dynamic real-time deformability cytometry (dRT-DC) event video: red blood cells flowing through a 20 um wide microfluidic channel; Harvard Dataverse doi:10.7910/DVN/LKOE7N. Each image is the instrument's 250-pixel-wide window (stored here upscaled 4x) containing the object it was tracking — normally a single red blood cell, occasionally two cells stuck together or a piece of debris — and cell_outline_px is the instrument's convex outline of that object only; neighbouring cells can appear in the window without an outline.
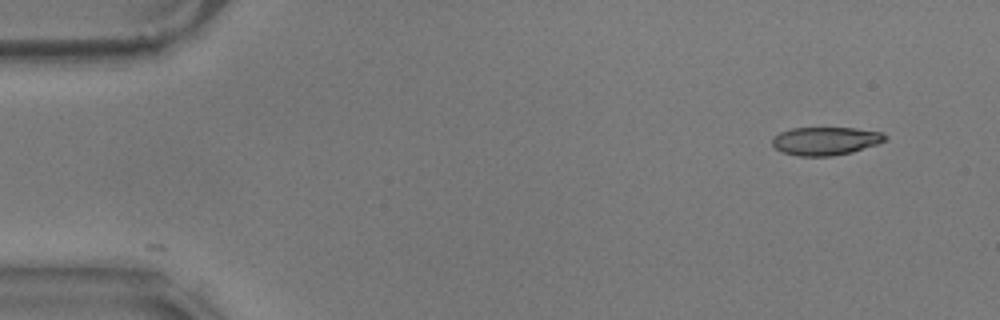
{"species": "common noctule bat (a hibernating species)", "species_latin": "Nyctalus noctula", "temperature_condition": "warm", "stored_images_in_passage": 14, "camera_frame_rate_fps": 3000, "um_per_image_px": 0.085, "animal": {"sex": "male", "body_mass_g": 17.9}, "frame": {"image": 1, "passage_image": 1, "time_ms": 0.0, "image_size_px": [1000, 320], "cell_outline_px": [[888, 140], [852, 152], [832, 156], [800, 156], [784, 152], [776, 148], [772, 144], [772, 140], [780, 132], [792, 128], [856, 128], [880, 132], [888, 136]], "centroid_in_image_um": [70.2, 11.98], "position_along_channel_um": 14.8, "area_um2": 18.38}}